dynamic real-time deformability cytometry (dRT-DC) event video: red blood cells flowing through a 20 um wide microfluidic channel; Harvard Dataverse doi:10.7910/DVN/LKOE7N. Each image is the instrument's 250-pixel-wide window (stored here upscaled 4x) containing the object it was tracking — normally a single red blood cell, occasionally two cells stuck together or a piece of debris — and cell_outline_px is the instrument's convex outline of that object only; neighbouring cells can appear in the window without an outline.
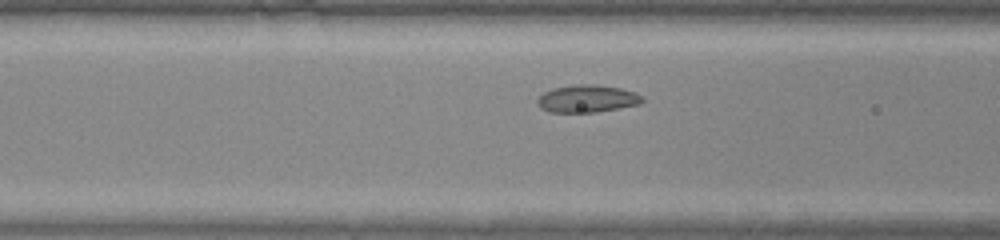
{"species": "common noctule bat (a hibernating species)", "species_latin": "Nyctalus noctula", "temperature_condition": "warm", "stored_images_in_passage": 24, "camera_frame_rate_fps": 3000, "um_per_image_px": 0.085, "animal": {"sex": "male", "body_mass_g": 20.0, "forearm_length_mm": 53.3}, "frame": {"image": 1, "passage_image": 13, "time_ms": 4.0, "image_size_px": [1000, 240], "cell_outline_px": [[644, 100], [640, 104], [596, 112], [548, 112], [540, 108], [536, 104], [536, 100], [544, 92], [552, 88], [576, 84], [596, 84], [620, 88], [636, 92], [644, 96]], "centroid_in_image_um": [49.9, 8.38], "position_along_channel_um": 116.7, "area_um2": 16.99}}
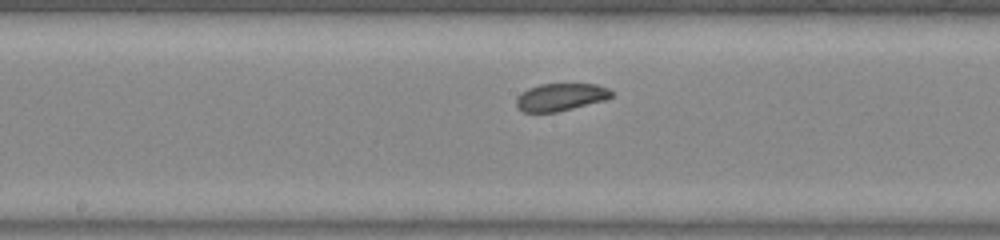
{"frame": {"image": 2, "passage_image": 19, "time_ms": 6.0, "image_size_px": [1000, 240], "cell_outline_px": [[616, 96], [604, 100], [556, 112], [524, 112], [516, 104], [516, 96], [520, 92], [528, 88], [540, 84], [596, 84], [608, 88], [616, 92]], "centroid_in_image_um": [47.69, 8.23], "position_along_channel_um": 200.5, "area_um2": 15.37}}
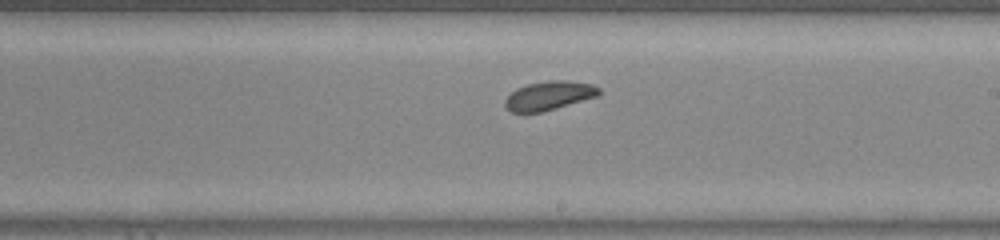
{"frame": {"image": 3, "passage_image": 22, "time_ms": 7.0, "image_size_px": [1000, 240], "cell_outline_px": [[600, 92], [596, 96], [556, 108], [540, 112], [512, 112], [504, 104], [504, 100], [516, 88], [528, 84], [548, 80], [564, 80], [592, 84], [600, 88]], "centroid_in_image_um": [46.65, 8.11], "position_along_channel_um": 242.3, "area_um2": 15.55}}